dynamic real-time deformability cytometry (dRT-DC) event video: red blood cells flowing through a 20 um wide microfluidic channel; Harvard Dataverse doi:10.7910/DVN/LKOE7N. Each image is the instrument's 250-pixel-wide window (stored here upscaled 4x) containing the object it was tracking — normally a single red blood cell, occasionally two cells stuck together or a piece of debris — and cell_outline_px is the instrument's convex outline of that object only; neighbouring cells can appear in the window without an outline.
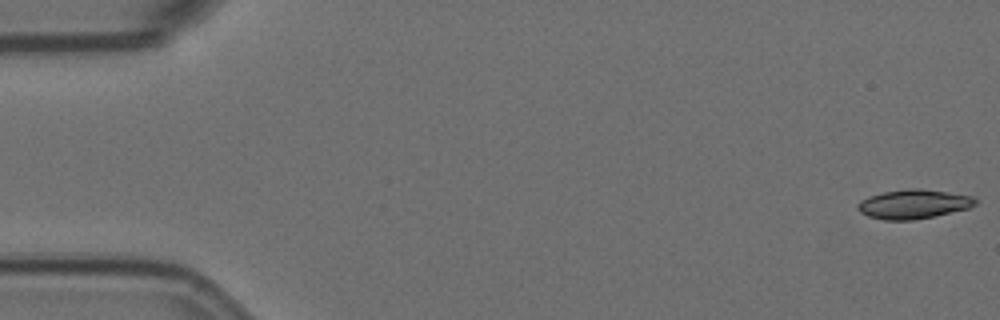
{"species": "Egyptian fruit bat (a non-hibernating species)", "species_latin": "Rousettus aegyptiacus", "temperature_condition": "room temperature", "stored_images_in_passage": 7, "camera_frame_rate_fps": 3000, "um_per_image_px": 0.085, "animal": {"sex": "female"}, "frame": {"image": 1, "passage_image": 1, "time_ms": 0.0, "image_size_px": [1000, 320], "cell_outline_px": [[976, 204], [968, 208], [932, 216], [912, 220], [884, 220], [868, 216], [860, 212], [856, 208], [856, 204], [860, 200], [868, 196], [884, 192], [912, 188], [920, 188], [972, 196], [976, 200]], "centroid_in_image_um": [77.59, 17.35], "position_along_channel_um": 7.4, "area_um2": 19.83}}